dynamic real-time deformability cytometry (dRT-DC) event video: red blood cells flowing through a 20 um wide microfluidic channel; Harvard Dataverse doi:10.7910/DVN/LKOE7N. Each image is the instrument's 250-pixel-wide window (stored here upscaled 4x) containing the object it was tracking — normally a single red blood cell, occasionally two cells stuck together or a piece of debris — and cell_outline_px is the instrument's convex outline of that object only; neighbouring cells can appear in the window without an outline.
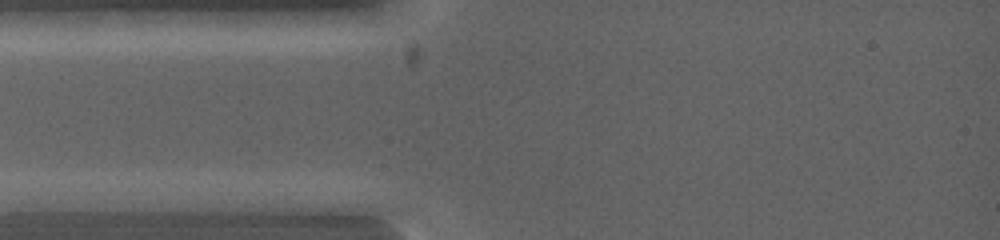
{"species": "common noctule bat (a hibernating species)", "species_latin": "Nyctalus noctula", "temperature_condition": "warm", "stored_images_in_passage": 4, "camera_frame_rate_fps": 5000, "um_per_image_px": 0.085, "animal": {"sex": "female", "body_mass_g": 19.0, "forearm_length_mm": 53.3}, "frame": {"image": 1, "passage_image": 2, "time_ms": 0.8, "image_size_px": [1000, 240], "cell_outline_px": [[120, 200], [96, 212], [16, 212], [12, 200], [24, 192], [104, 192]], "centroid_in_image_um": [5.34, 17.16], "position_along_channel_um": 79.7, "area_um2": 13.58}}